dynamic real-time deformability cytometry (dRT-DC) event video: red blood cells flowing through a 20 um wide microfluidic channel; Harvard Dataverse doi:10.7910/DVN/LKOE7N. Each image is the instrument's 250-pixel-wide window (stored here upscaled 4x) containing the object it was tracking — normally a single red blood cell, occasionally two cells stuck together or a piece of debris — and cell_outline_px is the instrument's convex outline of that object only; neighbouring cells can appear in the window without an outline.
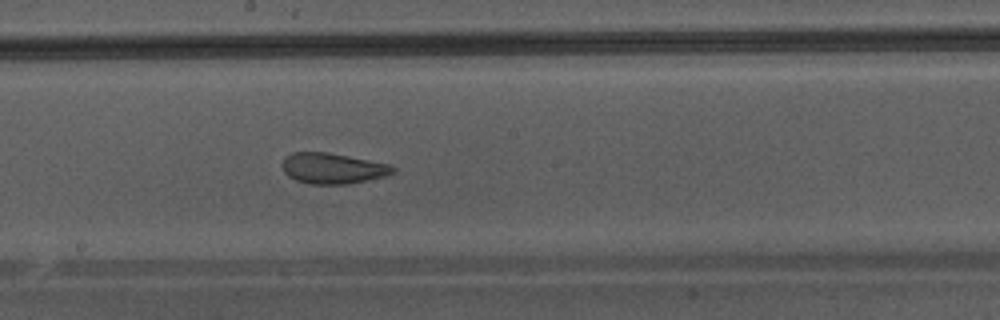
{"species": "Egyptian fruit bat (a non-hibernating species)", "species_latin": "Rousettus aegyptiacus", "temperature_condition": "warm", "stored_images_in_passage": 48, "camera_frame_rate_fps": 3000, "um_per_image_px": 0.085, "animal": {"sex": "male"}, "frame": {"image": 1, "passage_image": 28, "time_ms": 9.0, "image_size_px": [1000, 320], "cell_outline_px": [[396, 172], [384, 176], [348, 184], [308, 184], [296, 180], [288, 176], [284, 172], [284, 160], [292, 152], [328, 152], [392, 164], [396, 168]], "centroid_in_image_um": [28.33, 14.31], "position_along_channel_um": 219.9, "area_um2": 19.77}}